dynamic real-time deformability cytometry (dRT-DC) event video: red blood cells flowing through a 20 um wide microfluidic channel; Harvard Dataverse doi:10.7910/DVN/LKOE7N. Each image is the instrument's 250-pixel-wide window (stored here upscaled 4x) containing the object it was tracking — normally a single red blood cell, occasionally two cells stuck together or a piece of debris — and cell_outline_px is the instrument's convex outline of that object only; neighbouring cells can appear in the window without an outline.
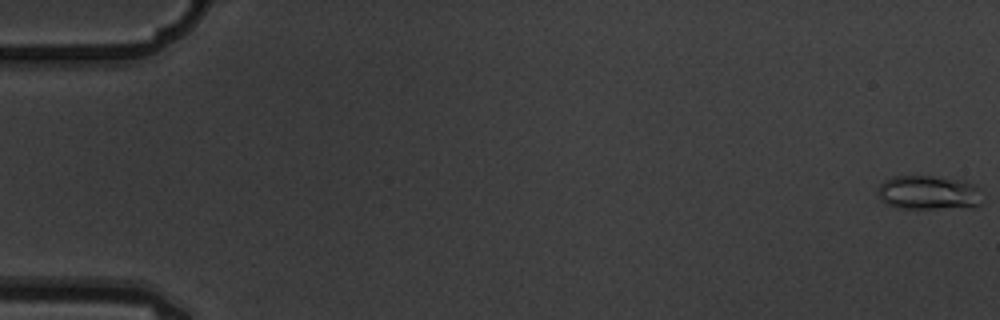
{"species": "common noctule bat (a hibernating species)", "species_latin": "Nyctalus noctula", "temperature_condition": "warm", "stored_images_in_passage": 7, "camera_frame_rate_fps": 3000, "um_per_image_px": 0.085, "animal": {"sex": "male", "body_mass_g": 19.5, "forearm_length_mm": 54.6}, "frame": {"image": 1, "passage_image": 1, "time_ms": 0.0, "image_size_px": [1000, 320], "cell_outline_px": [[984, 204], [976, 208], [896, 208], [884, 204], [880, 200], [876, 192], [876, 188], [884, 180], [892, 176], [932, 176], [964, 180], [976, 184], [980, 188], [984, 200]], "centroid_in_image_um": [78.98, 16.39], "position_along_channel_um": 6.0, "area_um2": 21.79}}